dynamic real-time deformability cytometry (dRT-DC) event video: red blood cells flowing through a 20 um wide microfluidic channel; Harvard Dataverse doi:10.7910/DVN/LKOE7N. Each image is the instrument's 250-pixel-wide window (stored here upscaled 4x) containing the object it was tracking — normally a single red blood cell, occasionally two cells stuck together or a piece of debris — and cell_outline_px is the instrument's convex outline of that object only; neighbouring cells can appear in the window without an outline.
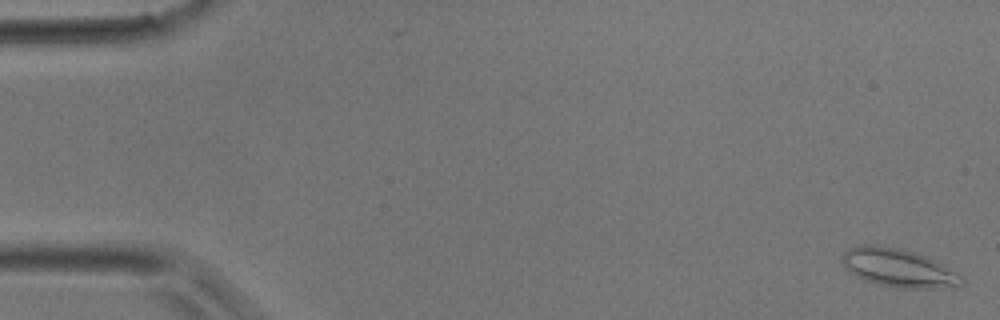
{"species": "common noctule bat (a hibernating species)", "species_latin": "Nyctalus noctula", "temperature_condition": "room temperature", "stored_images_in_passage": 2, "camera_frame_rate_fps": 3000, "um_per_image_px": 0.085, "animal": {"sex": "male", "body_mass_g": 17.9}, "frame": {"image": 1, "passage_image": 2, "time_ms": 0.333, "image_size_px": [1000, 320], "cell_outline_px": [[964, 284], [952, 288], [900, 288], [880, 284], [864, 280], [856, 276], [840, 260], [844, 252], [848, 248], [860, 244], [876, 244], [900, 248], [936, 260], [964, 276]], "centroid_in_image_um": [76.41, 22.77], "position_along_channel_um": 8.6, "area_um2": 26.88}}